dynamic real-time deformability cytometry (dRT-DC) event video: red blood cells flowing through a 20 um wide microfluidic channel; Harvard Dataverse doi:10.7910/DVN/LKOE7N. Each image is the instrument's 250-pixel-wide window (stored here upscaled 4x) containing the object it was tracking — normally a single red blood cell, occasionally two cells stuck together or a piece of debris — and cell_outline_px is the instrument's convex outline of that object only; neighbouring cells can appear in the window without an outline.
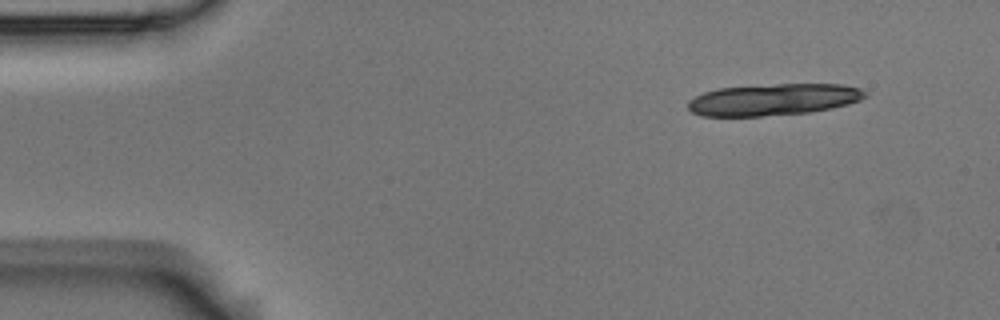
{"species": "Egyptian fruit bat (a non-hibernating species)", "species_latin": "Rousettus aegyptiacus", "temperature_condition": "room temperature", "stored_images_in_passage": 6, "camera_frame_rate_fps": 3000, "um_per_image_px": 0.085, "animal": {"sex": "male"}, "frame": {"image": 1, "passage_image": 1, "time_ms": 0.0, "image_size_px": [1000, 320], "cell_outline_px": [[868, 96], [860, 100], [848, 104], [832, 108], [808, 112], [760, 116], [700, 116], [692, 112], [688, 108], [688, 100], [704, 92], [716, 88], [776, 84], [840, 84], [860, 88], [868, 92]], "centroid_in_image_um": [65.74, 8.46], "position_along_channel_um": 19.3, "area_um2": 32.77}}
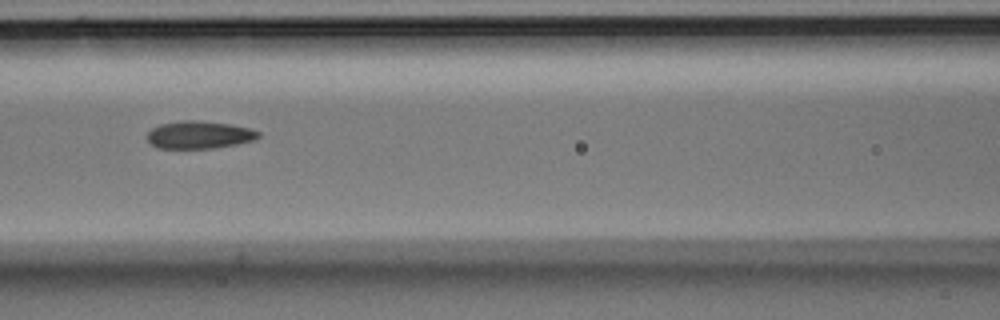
{"frame": {"image": 2, "passage_image": 4, "time_ms": 1.0, "image_size_px": [1000, 320], "cell_outline_px": [[260, 136], [252, 140], [236, 144], [212, 148], [156, 148], [148, 140], [148, 132], [152, 128], [160, 124], [184, 120], [196, 120], [232, 124], [252, 128], [260, 132]], "centroid_in_image_um": [16.95, 11.45], "position_along_channel_um": 149.7, "area_um2": 17.86}}
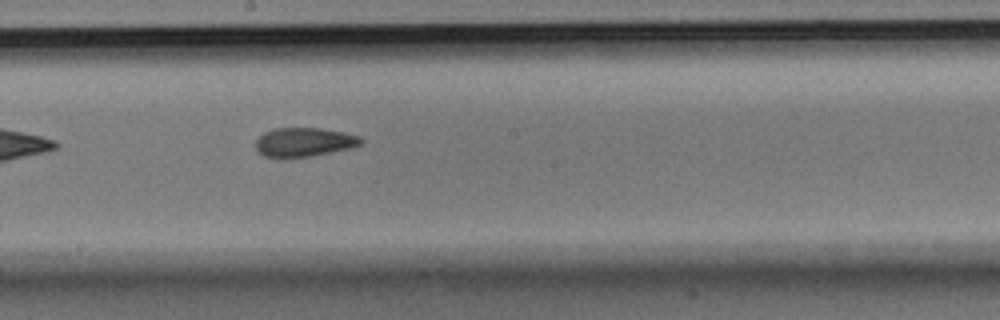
{"frame": {"image": 3, "passage_image": 6, "time_ms": 1.667, "image_size_px": [1000, 320], "cell_outline_px": [[364, 140], [360, 144], [352, 148], [312, 156], [284, 160], [264, 156], [256, 148], [256, 140], [264, 132], [272, 128], [320, 128], [344, 132], [360, 136]], "centroid_in_image_um": [25.83, 12.1], "position_along_channel_um": 222.4, "area_um2": 18.26}}